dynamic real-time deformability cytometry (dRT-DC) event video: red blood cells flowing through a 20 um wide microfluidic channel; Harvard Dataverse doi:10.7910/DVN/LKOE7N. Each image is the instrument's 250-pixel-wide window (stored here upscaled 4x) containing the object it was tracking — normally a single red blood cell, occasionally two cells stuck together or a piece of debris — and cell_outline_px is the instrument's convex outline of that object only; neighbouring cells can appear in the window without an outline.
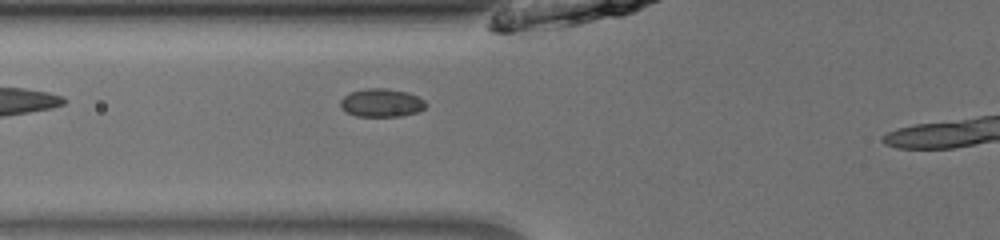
{"species": "common noctule bat (a hibernating species)", "species_latin": "Nyctalus noctula", "temperature_condition": "room temperature", "stored_images_in_passage": 30, "camera_frame_rate_fps": 3000, "um_per_image_px": 0.085, "animal": {"sex": "male", "body_mass_g": 13.0, "forearm_length_mm": 53.1}, "frame": {"image": 1, "passage_image": 4, "time_ms": 1.0, "image_size_px": [1000, 240], "cell_outline_px": [[428, 104], [424, 108], [416, 112], [400, 116], [356, 116], [344, 112], [340, 108], [340, 100], [348, 92], [368, 88], [388, 88], [408, 92], [424, 100]], "centroid_in_image_um": [32.38, 8.73], "position_along_channel_um": 93.4, "area_um2": 14.22}}
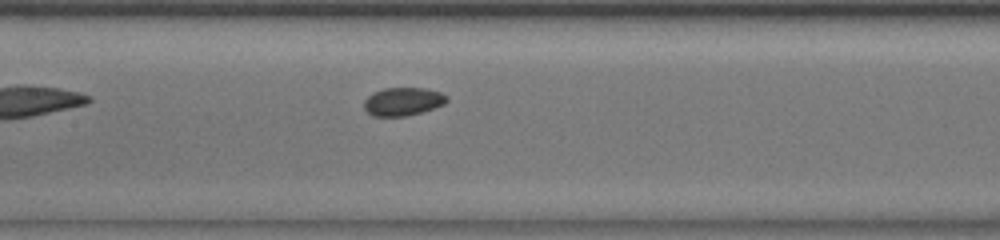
{"frame": {"image": 2, "passage_image": 10, "time_ms": 3.0, "image_size_px": [1000, 240], "cell_outline_px": [[448, 100], [444, 104], [420, 112], [404, 116], [372, 116], [364, 108], [364, 100], [372, 92], [384, 88], [428, 88], [440, 92], [448, 96]], "centroid_in_image_um": [34.24, 8.61], "position_along_channel_um": 173.2, "area_um2": 13.58}}
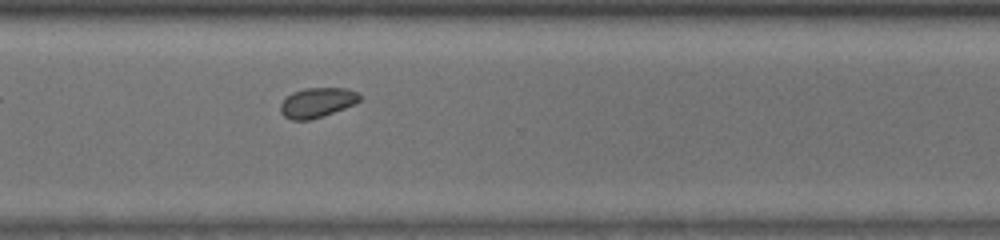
{"frame": {"image": 3, "passage_image": 23, "time_ms": 7.333, "image_size_px": [1000, 240], "cell_outline_px": [[360, 100], [344, 108], [308, 120], [292, 120], [284, 116], [280, 112], [280, 104], [292, 92], [304, 88], [344, 88], [356, 92], [360, 96]], "centroid_in_image_um": [26.91, 8.71], "position_along_channel_um": 343.7, "area_um2": 13.41}}